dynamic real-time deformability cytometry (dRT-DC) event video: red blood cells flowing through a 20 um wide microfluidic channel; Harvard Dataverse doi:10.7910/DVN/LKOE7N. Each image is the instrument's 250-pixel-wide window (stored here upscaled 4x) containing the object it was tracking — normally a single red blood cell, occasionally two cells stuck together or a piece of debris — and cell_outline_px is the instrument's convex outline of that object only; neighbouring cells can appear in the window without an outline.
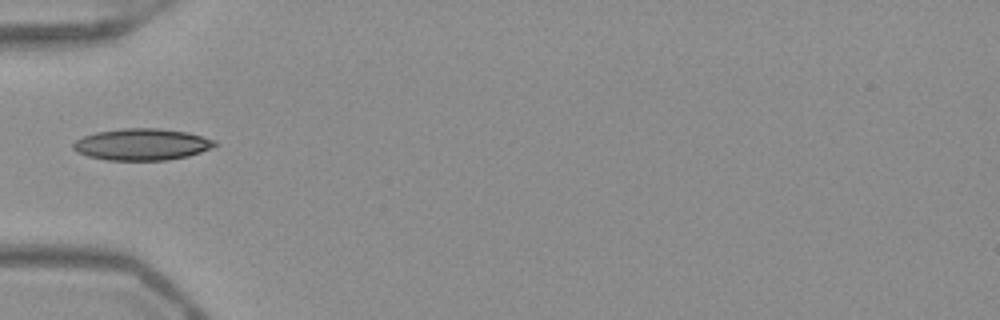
{"species": "Egyptian fruit bat (a non-hibernating species)", "species_latin": "Rousettus aegyptiacus", "temperature_condition": "warm", "stored_images_in_passage": 35, "camera_frame_rate_fps": 3000, "um_per_image_px": 0.085, "frame": {"image": 1, "passage_image": 1, "time_ms": 0.0, "image_size_px": [1000, 320], "cell_outline_px": [[216, 144], [212, 148], [188, 156], [168, 160], [108, 160], [88, 156], [76, 152], [72, 148], [72, 144], [76, 140], [84, 136], [96, 132], [124, 128], [156, 128], [188, 132], [216, 140]], "centroid_in_image_um": [12.06, 12.27], "position_along_channel_um": 72.9, "area_um2": 26.13}}
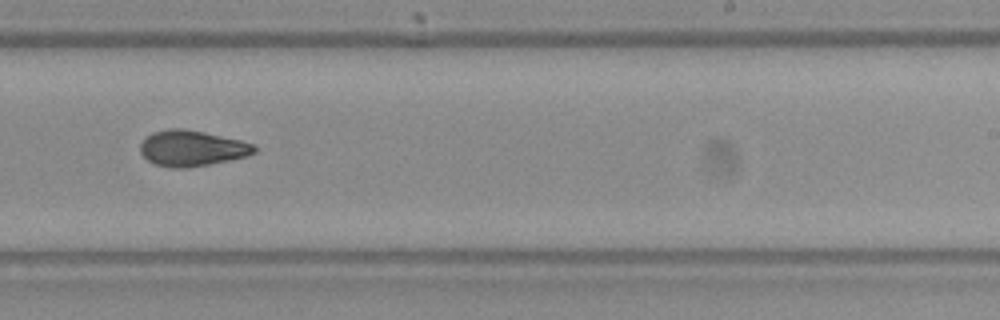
{"frame": {"image": 2, "passage_image": 16, "time_ms": 5.0, "image_size_px": [1000, 320], "cell_outline_px": [[256, 152], [248, 156], [232, 160], [184, 168], [172, 168], [152, 164], [140, 152], [140, 144], [152, 132], [168, 128], [184, 128], [204, 132], [240, 140], [256, 144]], "centroid_in_image_um": [16.32, 12.6], "position_along_channel_um": 272.7, "area_um2": 23.93}}
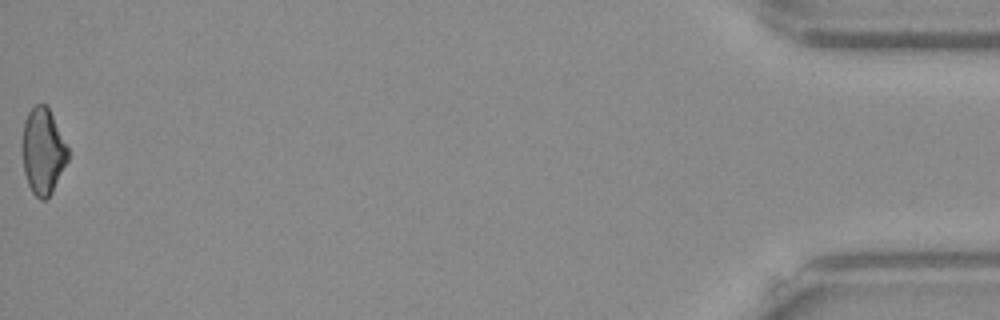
{"frame": {"image": 3, "passage_image": 35, "time_ms": 11.333, "image_size_px": [1000, 320], "cell_outline_px": [[68, 160], [52, 192], [44, 200], [40, 200], [32, 192], [28, 184], [24, 172], [20, 148], [20, 144], [24, 120], [28, 112], [36, 104], [44, 104], [48, 108], [68, 148]], "centroid_in_image_um": [3.6, 12.86], "position_along_channel_um": 431.6, "area_um2": 23.0}, "authors_computed_cell_mechanics": {"area_um2": 23.5246, "velocity_mm_per_s": 3.98, "shape_relaxation_time_tau1_ms": 6.2412, "shape_relaxation_time_tau2_ms": 2.5079, "deformation_change_tau1": 0.1861, "deformation_change_tau2": 0.081}}